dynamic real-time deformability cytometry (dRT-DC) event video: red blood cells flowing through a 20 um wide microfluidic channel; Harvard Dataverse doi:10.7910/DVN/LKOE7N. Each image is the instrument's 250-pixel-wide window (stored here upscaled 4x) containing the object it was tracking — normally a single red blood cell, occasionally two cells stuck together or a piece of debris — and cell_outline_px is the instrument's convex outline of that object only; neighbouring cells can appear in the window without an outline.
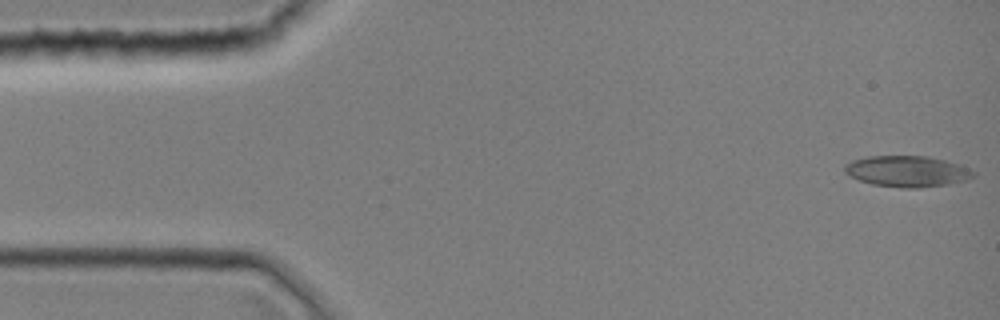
{"species": "common noctule bat (a hibernating species)", "species_latin": "Nyctalus noctula", "temperature_condition": "room temperature", "stored_images_in_passage": 1, "camera_frame_rate_fps": 3000, "um_per_image_px": 0.085, "animal": {"sex": "female", "body_mass_g": 19.0, "forearm_length_mm": 51.5}, "frame": {"image": 1, "passage_image": 1, "time_ms": 0.0, "image_size_px": [1000, 320], "cell_outline_px": [[976, 176], [964, 180], [948, 184], [916, 188], [900, 188], [872, 184], [848, 176], [844, 172], [844, 164], [852, 160], [868, 156], [928, 156], [960, 164], [976, 172]], "centroid_in_image_um": [77.09, 14.56], "position_along_channel_um": 7.9, "area_um2": 23.41}}